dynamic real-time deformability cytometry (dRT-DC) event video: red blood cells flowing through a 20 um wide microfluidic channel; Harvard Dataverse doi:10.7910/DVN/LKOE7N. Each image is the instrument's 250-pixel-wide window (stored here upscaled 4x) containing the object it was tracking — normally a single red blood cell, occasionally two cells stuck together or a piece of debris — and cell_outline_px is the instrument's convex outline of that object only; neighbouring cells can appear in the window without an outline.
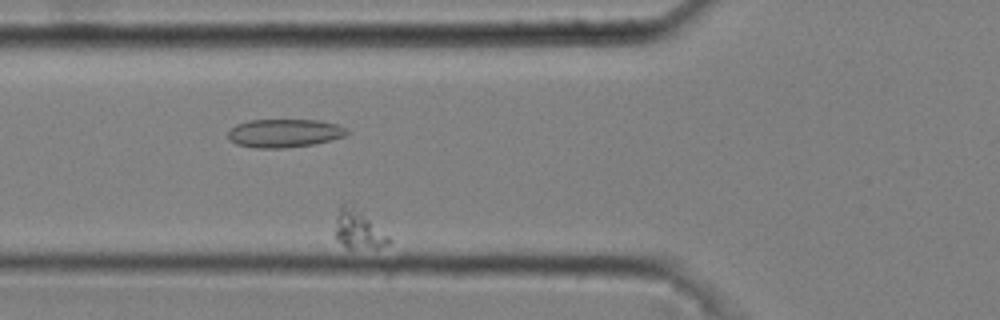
{"species": "common noctule bat (a hibernating species)", "species_latin": "Nyctalus noctula", "temperature_condition": "cold", "stored_images_in_passage": 51, "camera_frame_rate_fps": 3000, "um_per_image_px": 0.085, "animal": {"sex": "male", "body_mass_g": 20.4}, "frame": {"image": 1, "passage_image": 20, "time_ms": 6.333, "image_size_px": [1000, 320], "cell_outline_px": [[392, 240], [388, 244], [376, 248], [348, 248], [336, 240], [336, 216], [340, 204], [344, 200], [388, 236]], "centroid_in_image_um": [30.41, 19.52], "position_along_channel_um": 95.4, "area_um2": 11.56}}
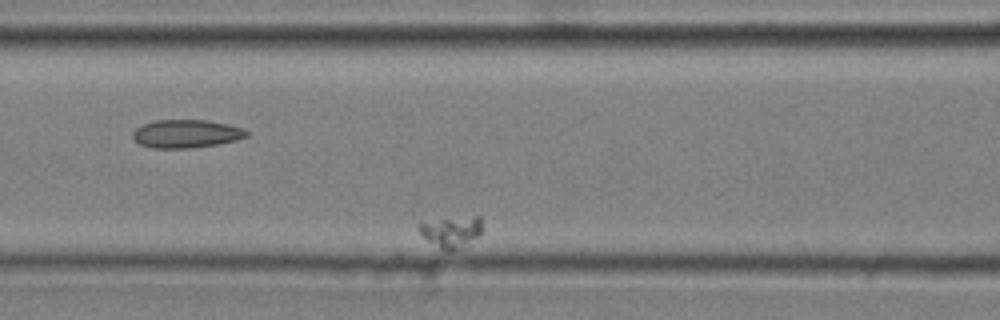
{"frame": {"image": 2, "passage_image": 24, "time_ms": 7.667, "image_size_px": [1000, 320], "cell_outline_px": [[480, 232], [476, 236], [452, 252], [444, 252], [428, 240], [420, 232], [420, 224], [440, 220], [476, 216], [480, 216]], "centroid_in_image_um": [38.36, 19.74], "position_along_channel_um": 128.2, "area_um2": 10.69}}
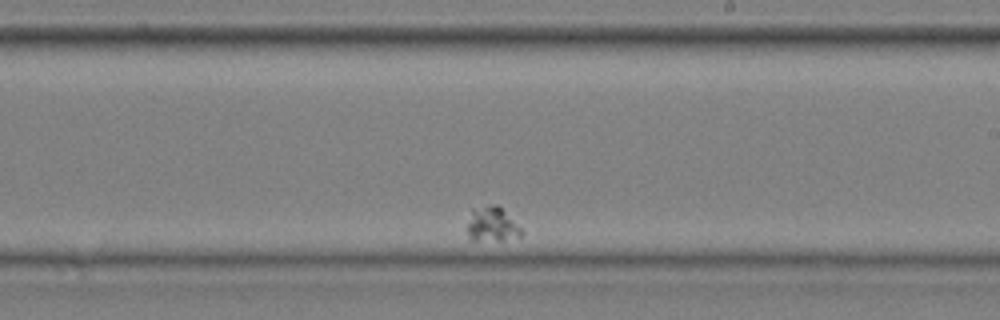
{"frame": {"image": 3, "passage_image": 38, "time_ms": 12.333, "image_size_px": [1000, 320], "cell_outline_px": [[524, 232], [520, 236], [500, 240], [472, 240], [468, 236], [468, 224], [472, 208], [492, 204], [496, 204]], "centroid_in_image_um": [41.78, 19.07], "position_along_channel_um": 247.2, "area_um2": 10.58}}